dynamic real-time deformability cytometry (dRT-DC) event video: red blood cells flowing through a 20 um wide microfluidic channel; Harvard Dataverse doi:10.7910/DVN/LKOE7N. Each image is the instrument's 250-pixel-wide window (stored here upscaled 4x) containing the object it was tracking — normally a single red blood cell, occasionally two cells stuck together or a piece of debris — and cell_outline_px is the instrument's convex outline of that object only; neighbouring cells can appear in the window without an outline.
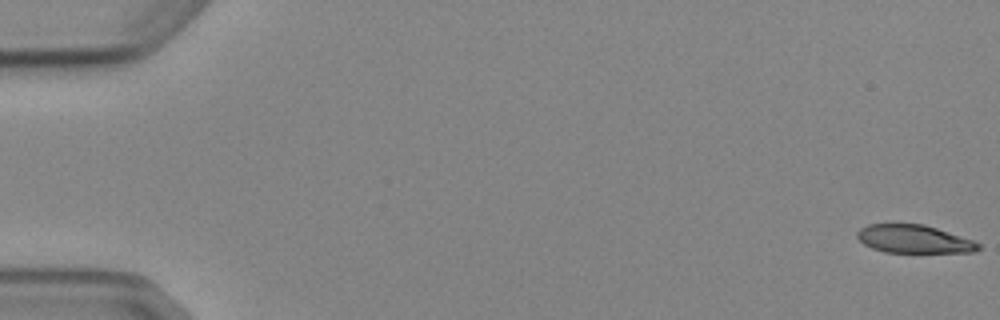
{"species": "Egyptian fruit bat (a non-hibernating species)", "species_latin": "Rousettus aegyptiacus", "temperature_condition": "cold", "stored_images_in_passage": 6, "camera_frame_rate_fps": 3000, "um_per_image_px": 0.085, "animal": {"sex": "female"}, "frame": {"image": 1, "passage_image": 1, "time_ms": 0.0, "image_size_px": [1000, 320], "cell_outline_px": [[980, 248], [972, 252], [884, 252], [872, 248], [864, 244], [856, 236], [856, 232], [860, 228], [868, 224], [924, 224], [972, 240], [980, 244]], "centroid_in_image_um": [77.64, 20.32], "position_along_channel_um": 7.4, "area_um2": 19.65}}
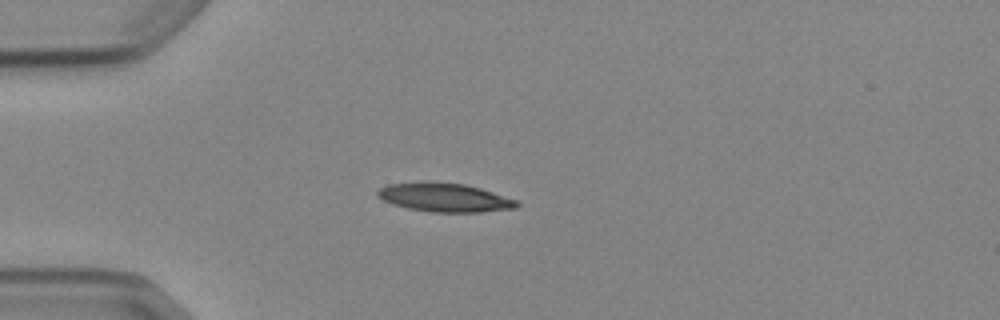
{"frame": {"image": 2, "passage_image": 5, "time_ms": 4.667, "image_size_px": [1000, 320], "cell_outline_px": [[520, 204], [516, 208], [480, 212], [432, 212], [408, 208], [392, 204], [376, 196], [376, 192], [380, 188], [388, 184], [464, 184], [480, 188], [516, 200]], "centroid_in_image_um": [37.82, 16.83], "position_along_channel_um": 47.2, "area_um2": 22.37}}